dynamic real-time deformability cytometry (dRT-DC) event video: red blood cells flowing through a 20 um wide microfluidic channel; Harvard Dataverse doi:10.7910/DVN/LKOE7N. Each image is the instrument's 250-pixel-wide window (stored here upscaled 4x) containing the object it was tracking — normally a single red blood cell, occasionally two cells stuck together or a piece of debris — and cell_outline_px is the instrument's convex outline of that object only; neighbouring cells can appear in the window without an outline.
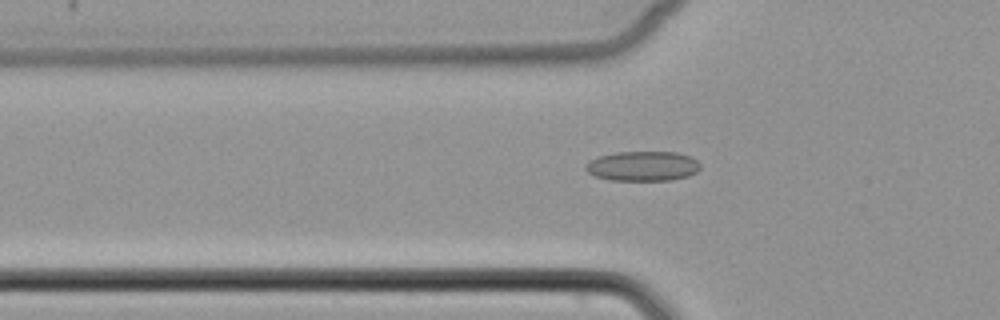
{"species": "common noctule bat (a hibernating species)", "species_latin": "Nyctalus noctula", "temperature_condition": "cold", "stored_images_in_passage": 52, "camera_frame_rate_fps": 3000, "um_per_image_px": 0.085, "animal": {"sex": "female", "body_mass_g": 22.7, "forearm_length_mm": 54.2}, "frame": {"image": 1, "passage_image": 18, "time_ms": 5.667, "image_size_px": [1000, 320], "cell_outline_px": [[700, 168], [696, 172], [688, 176], [672, 180], [608, 180], [596, 176], [588, 172], [584, 168], [584, 164], [600, 156], [616, 152], [676, 152], [692, 156], [700, 164]], "centroid_in_image_um": [54.65, 14.12], "position_along_channel_um": 71.2, "area_um2": 19.94}}
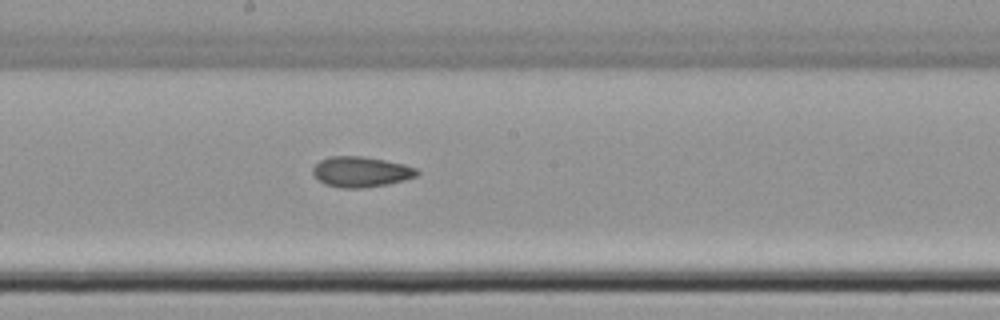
{"frame": {"image": 2, "passage_image": 29, "time_ms": 9.333, "image_size_px": [1000, 320], "cell_outline_px": [[420, 172], [416, 176], [404, 180], [388, 184], [360, 188], [340, 188], [324, 184], [312, 172], [312, 168], [320, 160], [328, 156], [364, 156], [404, 164], [416, 168]], "centroid_in_image_um": [30.68, 14.6], "position_along_channel_um": 217.5, "area_um2": 18.5}}
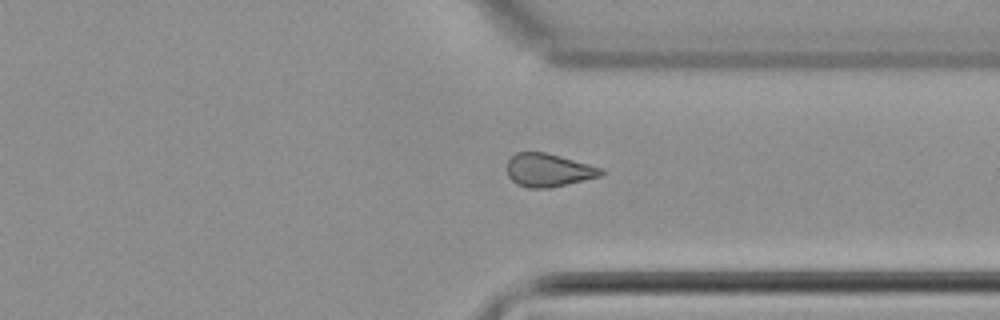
{"frame": {"image": 3, "passage_image": 40, "time_ms": 13.0, "image_size_px": [1000, 320], "cell_outline_px": [[604, 172], [600, 176], [548, 188], [528, 188], [516, 184], [508, 176], [508, 160], [516, 152], [544, 152], [604, 168]], "centroid_in_image_um": [46.61, 14.46], "position_along_channel_um": 364.8, "area_um2": 17.98}}